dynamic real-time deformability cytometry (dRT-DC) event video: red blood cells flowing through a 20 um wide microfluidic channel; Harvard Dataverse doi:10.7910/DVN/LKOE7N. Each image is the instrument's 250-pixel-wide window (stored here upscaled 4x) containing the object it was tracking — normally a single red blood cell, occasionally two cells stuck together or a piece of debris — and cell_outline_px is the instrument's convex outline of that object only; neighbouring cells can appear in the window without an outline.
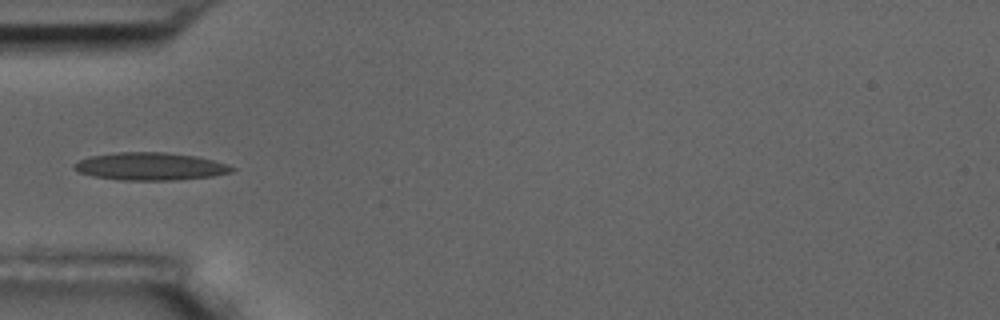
{"species": "common noctule bat (a hibernating species)", "species_latin": "Nyctalus noctula", "temperature_condition": "room temperature", "stored_images_in_passage": 6, "camera_frame_rate_fps": 3000, "um_per_image_px": 0.085, "animal": {"sex": "male", "body_mass_g": 17.5, "forearm_length_mm": 52.3}, "frame": {"image": 1, "passage_image": 6, "time_ms": 5.667, "image_size_px": [1000, 320], "cell_outline_px": [[236, 168], [232, 172], [212, 176], [172, 180], [124, 180], [92, 176], [80, 172], [72, 168], [72, 164], [80, 160], [92, 156], [120, 152], [164, 152], [196, 156], [228, 164]], "centroid_in_image_um": [12.78, 14.14], "position_along_channel_um": 72.2, "area_um2": 25.26}}